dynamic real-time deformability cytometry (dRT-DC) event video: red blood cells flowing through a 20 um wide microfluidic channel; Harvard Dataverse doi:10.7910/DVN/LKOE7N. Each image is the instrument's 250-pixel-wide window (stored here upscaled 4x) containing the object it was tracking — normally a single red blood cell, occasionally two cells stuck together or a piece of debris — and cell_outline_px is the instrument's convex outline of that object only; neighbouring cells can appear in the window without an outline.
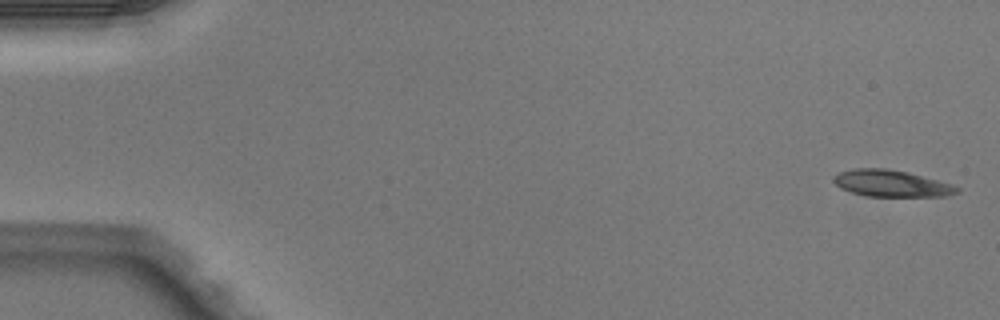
{"species": "Egyptian fruit bat (a non-hibernating species)", "species_latin": "Rousettus aegyptiacus", "temperature_condition": "warm", "stored_images_in_passage": 4, "camera_frame_rate_fps": 3000, "um_per_image_px": 0.085, "animal": {"sex": "male"}, "frame": {"image": 1, "passage_image": 1, "time_ms": 0.0, "image_size_px": [1000, 320], "cell_outline_px": [[960, 192], [944, 196], [864, 196], [840, 188], [832, 180], [832, 176], [840, 172], [856, 168], [884, 168], [908, 172], [936, 180], [960, 188]], "centroid_in_image_um": [75.71, 15.59], "position_along_channel_um": 9.3, "area_um2": 18.96}}
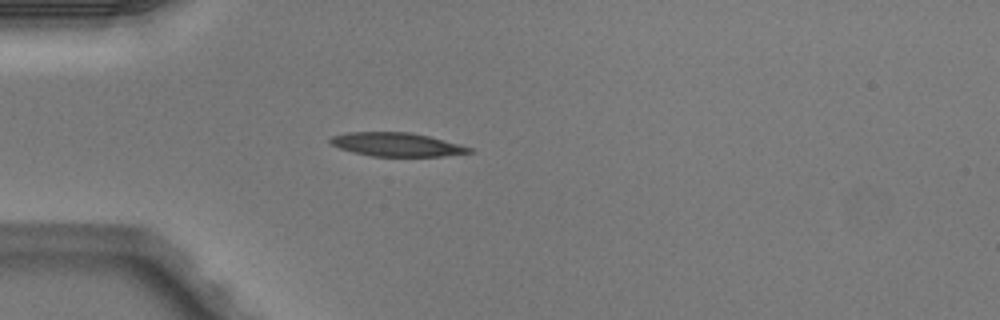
{"frame": {"image": 2, "passage_image": 4, "time_ms": 1.0, "image_size_px": [1000, 320], "cell_outline_px": [[476, 152], [444, 156], [372, 156], [352, 152], [340, 148], [332, 144], [328, 140], [332, 136], [348, 132], [412, 132], [476, 148]], "centroid_in_image_um": [33.79, 12.28], "position_along_channel_um": 51.2, "area_um2": 19.31}}